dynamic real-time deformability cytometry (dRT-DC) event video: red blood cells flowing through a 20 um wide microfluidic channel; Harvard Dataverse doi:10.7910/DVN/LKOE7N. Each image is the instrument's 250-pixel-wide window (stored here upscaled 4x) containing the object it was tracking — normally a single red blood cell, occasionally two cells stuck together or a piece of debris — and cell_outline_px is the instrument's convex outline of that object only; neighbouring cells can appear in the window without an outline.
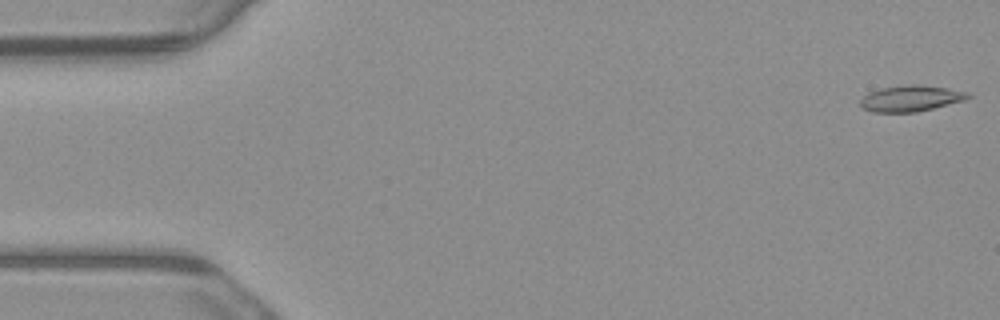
{"species": "common noctule bat (a hibernating species)", "species_latin": "Nyctalus noctula", "temperature_condition": "warm", "stored_images_in_passage": 4, "camera_frame_rate_fps": 3000, "um_per_image_px": 0.085, "animal": {"sex": "male", "body_mass_g": 23.1, "forearm_length_mm": 52.7}, "frame": {"image": 1, "passage_image": 1, "time_ms": 0.0, "image_size_px": [1000, 320], "cell_outline_px": [[972, 96], [964, 100], [916, 112], [872, 112], [864, 108], [860, 104], [860, 100], [868, 92], [884, 88], [908, 84], [920, 84], [948, 88], [968, 92]], "centroid_in_image_um": [77.42, 8.35], "position_along_channel_um": 7.6, "area_um2": 16.18}}
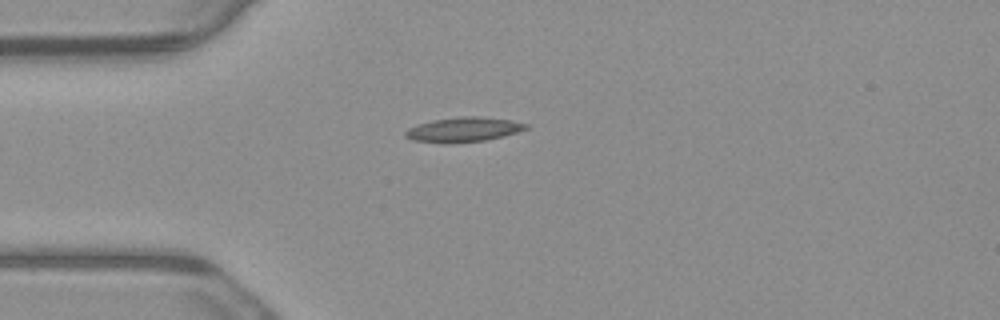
{"frame": {"image": 2, "passage_image": 4, "time_ms": 1.0, "image_size_px": [1000, 320], "cell_outline_px": [[528, 128], [504, 136], [484, 140], [456, 144], [440, 144], [412, 140], [404, 136], [404, 132], [408, 128], [432, 120], [460, 116], [476, 116], [512, 120], [528, 124]], "centroid_in_image_um": [39.36, 11.03], "position_along_channel_um": 45.6, "area_um2": 17.57}}